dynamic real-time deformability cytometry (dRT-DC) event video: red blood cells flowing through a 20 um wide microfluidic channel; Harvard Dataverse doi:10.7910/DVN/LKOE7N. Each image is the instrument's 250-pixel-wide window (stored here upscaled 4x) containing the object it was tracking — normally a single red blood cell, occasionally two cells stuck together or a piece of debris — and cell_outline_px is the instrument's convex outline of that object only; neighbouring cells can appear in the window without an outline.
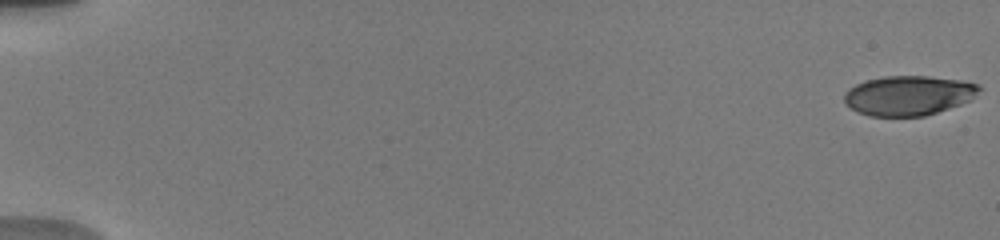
{"species": "human", "species_latin": "Homo sapiens", "temperature_condition": "warm", "stored_images_in_passage": 12, "camera_frame_rate_fps": 3000, "um_per_image_px": 0.085, "donor": {"sex": "male"}, "frame": {"image": 1, "passage_image": 1, "time_ms": 0.0, "image_size_px": [1000, 240], "cell_outline_px": [[980, 88], [968, 100], [960, 104], [924, 116], [868, 116], [844, 104], [844, 96], [848, 88], [856, 84], [868, 80], [884, 76], [928, 76], [960, 80], [980, 84]], "centroid_in_image_um": [77.18, 8.11], "position_along_channel_um": 7.8, "area_um2": 30.87}}
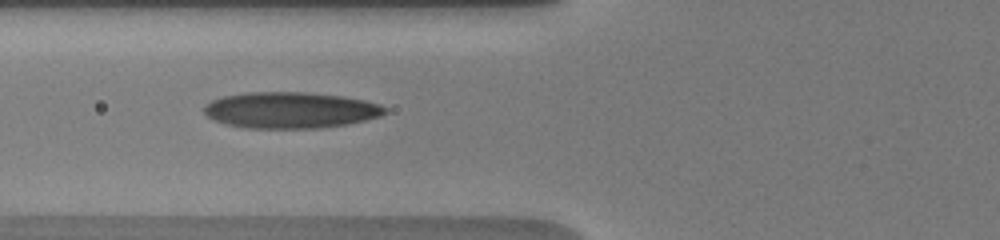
{"frame": {"image": 2, "passage_image": 9, "time_ms": 7.333, "image_size_px": [1000, 240], "cell_outline_px": [[388, 112], [380, 116], [364, 120], [344, 124], [320, 128], [244, 128], [224, 124], [208, 116], [204, 112], [204, 104], [212, 100], [224, 96], [248, 92], [308, 92], [344, 96], [364, 100], [380, 104], [388, 108]], "centroid_in_image_um": [24.69, 9.35], "position_along_channel_um": 101.1, "area_um2": 38.26}}
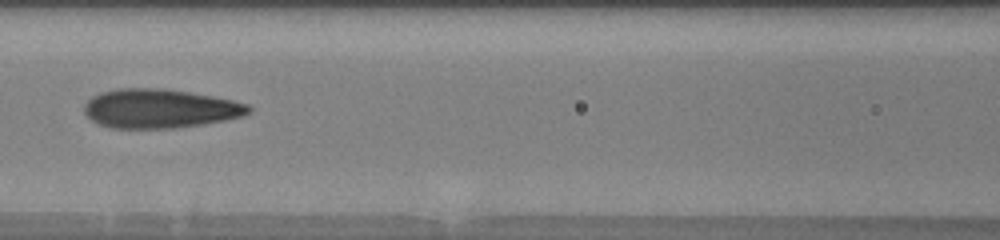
{"frame": {"image": 3, "passage_image": 11, "time_ms": 8.667, "image_size_px": [1000, 240], "cell_outline_px": [[252, 112], [240, 116], [224, 120], [204, 124], [176, 128], [108, 128], [92, 120], [84, 112], [84, 104], [92, 96], [100, 92], [120, 88], [164, 88], [192, 92], [232, 100], [248, 104], [252, 108]], "centroid_in_image_um": [13.58, 9.22], "position_along_channel_um": 153.0, "area_um2": 37.57}}